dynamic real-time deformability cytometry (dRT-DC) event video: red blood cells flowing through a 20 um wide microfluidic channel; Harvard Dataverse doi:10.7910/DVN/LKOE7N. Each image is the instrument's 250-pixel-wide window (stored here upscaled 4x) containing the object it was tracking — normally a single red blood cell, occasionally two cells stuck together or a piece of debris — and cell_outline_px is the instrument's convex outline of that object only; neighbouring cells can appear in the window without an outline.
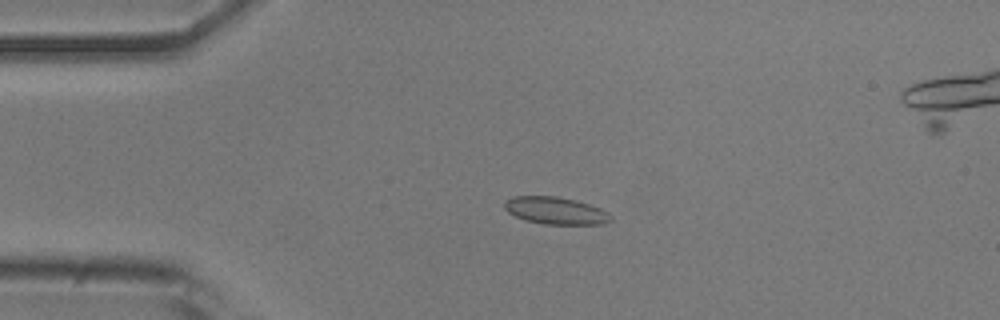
{"species": "common noctule bat (a hibernating species)", "species_latin": "Nyctalus noctula", "temperature_condition": "room temperature", "stored_images_in_passage": 18, "camera_frame_rate_fps": 3000, "um_per_image_px": 0.085, "animal": {"sex": "male", "body_mass_g": 20.5, "forearm_length_mm": 52.5}, "frame": {"image": 1, "passage_image": 10, "time_ms": 3.0, "image_size_px": [1000, 320], "cell_outline_px": [[612, 220], [604, 224], [544, 224], [524, 220], [508, 212], [504, 208], [504, 200], [512, 196], [556, 196], [576, 200], [600, 208], [608, 212], [612, 216]], "centroid_in_image_um": [47.21, 17.9], "position_along_channel_um": 37.8, "area_um2": 16.99}}
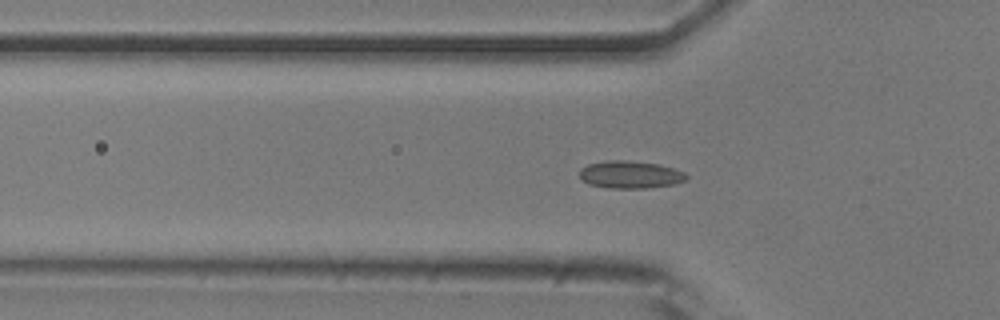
{"frame": {"image": 2, "passage_image": 15, "time_ms": 4.667, "image_size_px": [1000, 320], "cell_outline_px": [[688, 176], [684, 180], [672, 184], [648, 188], [612, 188], [588, 184], [580, 180], [580, 168], [588, 164], [608, 160], [628, 160], [660, 164], [684, 172]], "centroid_in_image_um": [53.53, 14.83], "position_along_channel_um": 72.3, "area_um2": 17.11}}